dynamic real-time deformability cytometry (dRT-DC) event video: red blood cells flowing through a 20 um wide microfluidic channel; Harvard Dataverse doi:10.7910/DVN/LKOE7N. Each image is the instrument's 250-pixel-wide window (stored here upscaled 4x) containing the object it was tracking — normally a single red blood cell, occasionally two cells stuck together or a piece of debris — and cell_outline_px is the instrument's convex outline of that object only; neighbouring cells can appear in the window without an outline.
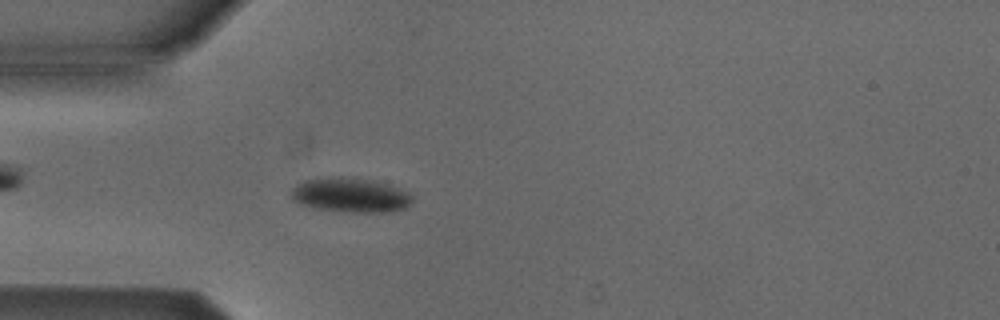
{"species": "Egyptian fruit bat (a non-hibernating species)", "species_latin": "Rousettus aegyptiacus", "temperature_condition": "cold", "stored_images_in_passage": 53, "camera_frame_rate_fps": 3000, "um_per_image_px": 0.085, "animal": {"sex": "male"}, "frame": {"image": 1, "passage_image": 15, "time_ms": 4.667, "image_size_px": [1000, 320], "cell_outline_px": [[412, 204], [408, 208], [392, 212], [340, 212], [312, 208], [300, 204], [292, 200], [292, 188], [300, 180], [328, 176], [352, 176], [388, 184], [412, 192]], "centroid_in_image_um": [29.8, 16.57], "position_along_channel_um": 55.2, "area_um2": 25.32}}
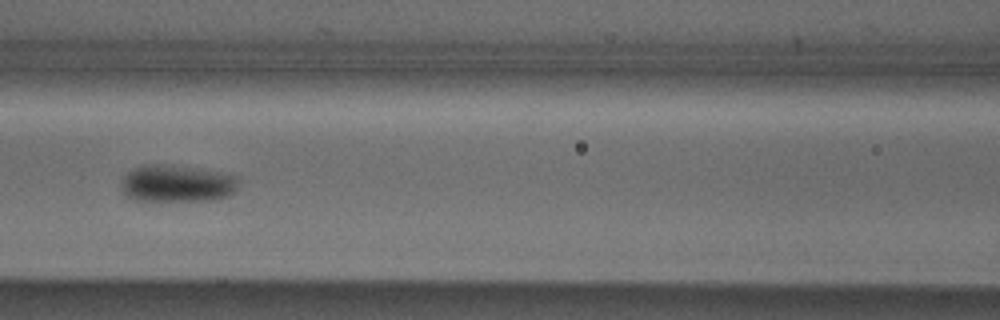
{"frame": {"image": 2, "passage_image": 23, "time_ms": 7.333, "image_size_px": [1000, 320], "cell_outline_px": [[240, 184], [236, 192], [228, 196], [216, 200], [132, 200], [120, 188], [120, 180], [132, 168], [144, 164], [160, 164], [216, 172], [236, 176]], "centroid_in_image_um": [15.02, 15.61], "position_along_channel_um": 151.6, "area_um2": 25.26}}
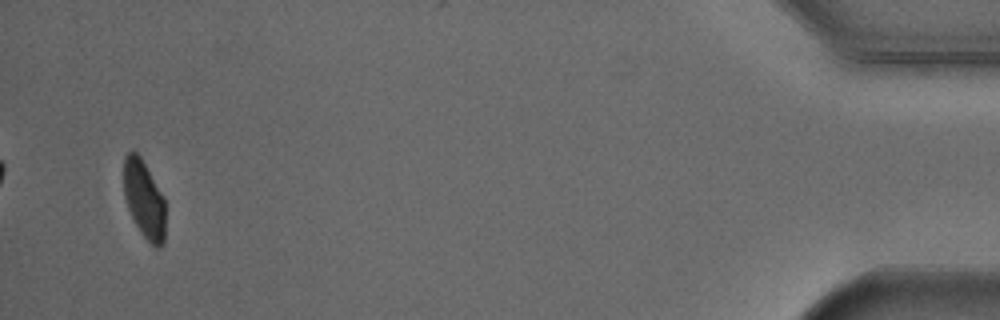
{"frame": {"image": 3, "passage_image": 51, "time_ms": 16.667, "image_size_px": [1000, 320], "cell_outline_px": [[164, 244], [160, 248], [156, 248], [140, 232], [128, 208], [124, 196], [124, 156], [128, 152], [136, 152], [140, 156], [164, 196]], "centroid_in_image_um": [12.25, 16.95], "position_along_channel_um": 422.9, "area_um2": 18.73}, "authors_computed_cell_mechanics": {"area_um2": 22.5998, "velocity_mm_per_s": 3.8367, "shape_relaxation_time_tau1_ms": 1.6867, "shape_relaxation_time_tau2_ms": null, "deformation_change_tau1": 0.0745, "deformation_change_tau2": null}}